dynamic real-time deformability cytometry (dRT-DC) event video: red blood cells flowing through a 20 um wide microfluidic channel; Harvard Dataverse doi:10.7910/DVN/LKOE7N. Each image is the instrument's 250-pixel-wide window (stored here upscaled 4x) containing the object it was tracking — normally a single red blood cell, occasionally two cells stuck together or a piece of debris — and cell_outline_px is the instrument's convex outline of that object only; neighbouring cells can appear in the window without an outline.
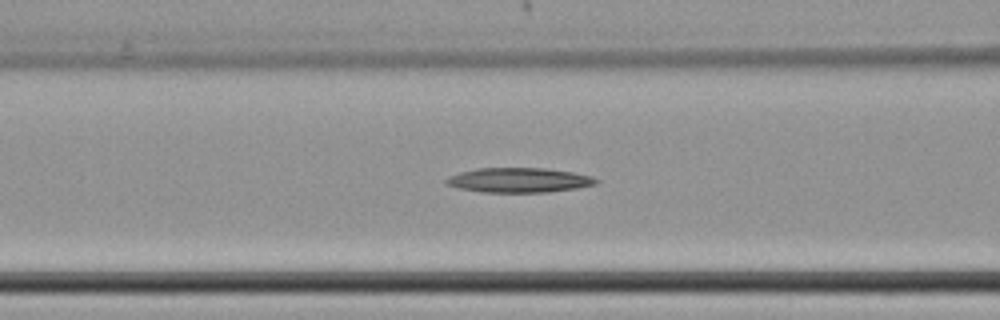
{"species": "common noctule bat (a hibernating species)", "species_latin": "Nyctalus noctula", "temperature_condition": "cold", "stored_images_in_passage": 13, "camera_frame_rate_fps": 3000, "um_per_image_px": 0.085, "animal": {"sex": "female", "body_mass_g": 22.7, "forearm_length_mm": 54.2}, "frame": {"image": 1, "passage_image": 8, "time_ms": 2.333, "image_size_px": [1000, 320], "cell_outline_px": [[600, 180], [596, 184], [576, 188], [548, 192], [484, 192], [456, 188], [444, 184], [444, 180], [448, 176], [460, 172], [476, 168], [544, 168], [572, 172], [592, 176]], "centroid_in_image_um": [44.07, 15.31], "position_along_channel_um": 122.5, "area_um2": 21.68}}
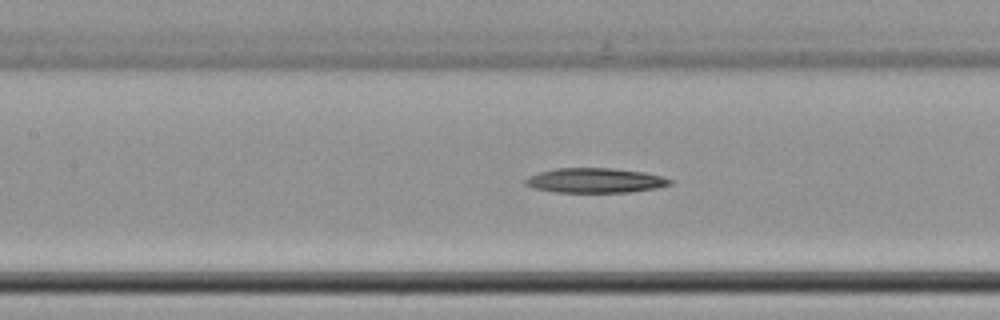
{"frame": {"image": 2, "passage_image": 11, "time_ms": 3.333, "image_size_px": [1000, 320], "cell_outline_px": [[672, 184], [656, 188], [628, 192], [556, 192], [536, 188], [524, 184], [524, 180], [528, 176], [540, 172], [556, 168], [612, 168], [644, 172], [664, 176], [672, 180]], "centroid_in_image_um": [50.61, 15.33], "position_along_channel_um": 156.8, "area_um2": 20.81}}